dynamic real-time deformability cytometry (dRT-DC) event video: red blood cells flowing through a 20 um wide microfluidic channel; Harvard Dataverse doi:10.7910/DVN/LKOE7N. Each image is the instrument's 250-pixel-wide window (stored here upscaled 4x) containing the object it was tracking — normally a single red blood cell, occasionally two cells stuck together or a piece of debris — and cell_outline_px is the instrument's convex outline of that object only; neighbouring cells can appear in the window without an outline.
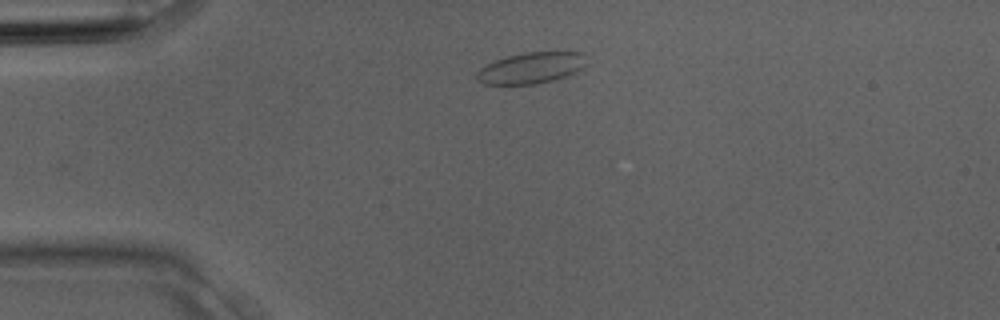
{"species": "Egyptian fruit bat (a non-hibernating species)", "species_latin": "Rousettus aegyptiacus", "temperature_condition": "room temperature", "stored_images_in_passage": 2, "camera_frame_rate_fps": 3000, "um_per_image_px": 0.085, "animal": {"sex": "male"}, "frame": {"image": 1, "passage_image": 2, "time_ms": 0.333, "image_size_px": [1000, 320], "cell_outline_px": [[584, 64], [580, 68], [568, 76], [536, 84], [484, 84], [476, 80], [476, 72], [480, 68], [496, 60], [508, 56], [524, 52], [580, 52]], "centroid_in_image_um": [45.06, 5.79], "position_along_channel_um": 39.9, "area_um2": 19.54}}